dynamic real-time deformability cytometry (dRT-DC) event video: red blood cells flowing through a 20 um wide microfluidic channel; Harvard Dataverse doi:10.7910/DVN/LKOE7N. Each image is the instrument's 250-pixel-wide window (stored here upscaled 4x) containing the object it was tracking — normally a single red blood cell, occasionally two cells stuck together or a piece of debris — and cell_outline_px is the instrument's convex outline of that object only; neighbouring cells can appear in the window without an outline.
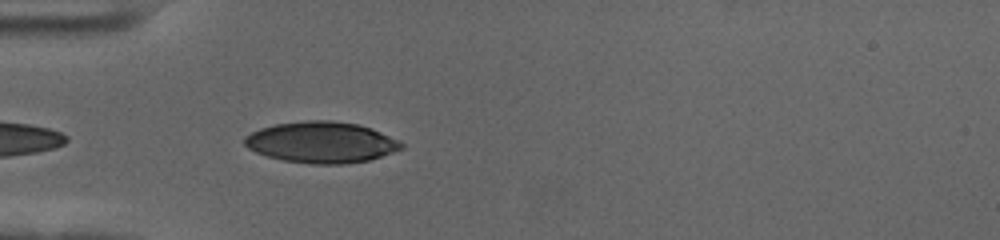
{"species": "human", "species_latin": "Homo sapiens", "temperature_condition": "cold", "stored_images_in_passage": 41, "camera_frame_rate_fps": 3000, "um_per_image_px": 0.085, "donor": {"sex": "female"}, "frame": {"image": 1, "passage_image": 2, "time_ms": 0.333, "image_size_px": [1000, 240], "cell_outline_px": [[404, 148], [368, 160], [348, 164], [312, 164], [284, 160], [268, 156], [256, 152], [248, 148], [244, 144], [244, 136], [260, 128], [276, 124], [308, 120], [332, 120], [356, 124], [372, 128], [404, 144]], "centroid_in_image_um": [27.3, 12.09], "position_along_channel_um": 57.7, "area_um2": 37.4}}
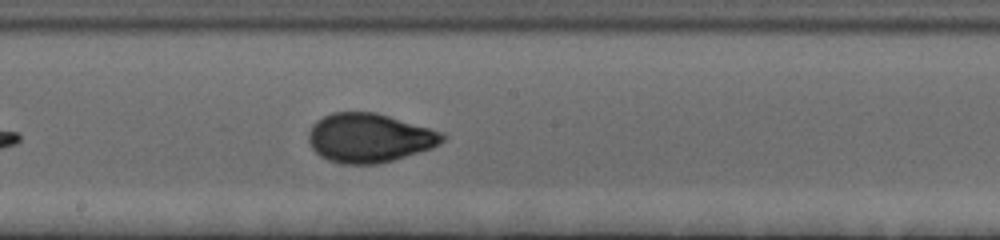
{"frame": {"image": 2, "passage_image": 16, "time_ms": 5.0, "image_size_px": [1000, 240], "cell_outline_px": [[448, 136], [440, 144], [432, 148], [392, 160], [376, 164], [340, 164], [328, 160], [320, 156], [312, 148], [308, 140], [308, 132], [312, 124], [316, 120], [332, 112], [376, 112], [444, 132]], "centroid_in_image_um": [31.39, 11.71], "position_along_channel_um": 216.8, "area_um2": 38.49}}
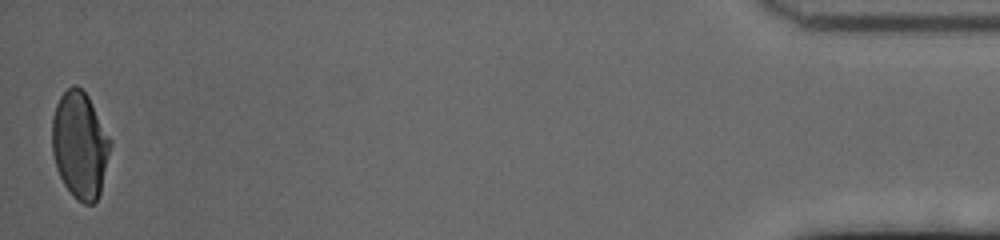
{"frame": {"image": 3, "passage_image": 41, "time_ms": 13.333, "image_size_px": [1000, 240], "cell_outline_px": [[112, 144], [100, 192], [96, 200], [92, 204], [84, 204], [72, 196], [64, 184], [56, 168], [52, 152], [52, 116], [56, 104], [60, 96], [72, 84], [76, 84], [88, 96], [112, 140]], "centroid_in_image_um": [6.79, 12.32], "position_along_channel_um": 428.4, "area_um2": 36.41}, "authors_computed_cell_mechanics": {"area_um2": 37.4544, "velocity_mm_per_s": 3.5521, "shape_relaxation_time_tau1_ms": 3.94, "shape_relaxation_time_tau2_ms": null, "deformation_change_tau1": 0.1517, "deformation_change_tau2": null}}